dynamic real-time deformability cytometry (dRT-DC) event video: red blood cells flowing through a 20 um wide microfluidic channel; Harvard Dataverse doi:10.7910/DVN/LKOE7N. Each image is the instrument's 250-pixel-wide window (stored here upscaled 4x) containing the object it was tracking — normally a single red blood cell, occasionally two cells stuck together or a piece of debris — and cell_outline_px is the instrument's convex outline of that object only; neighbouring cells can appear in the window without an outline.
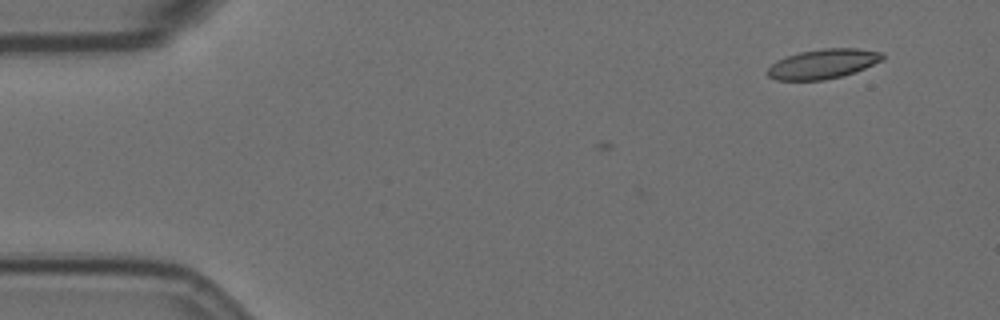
{"species": "Egyptian fruit bat (a non-hibernating species)", "species_latin": "Rousettus aegyptiacus", "temperature_condition": "room temperature", "stored_images_in_passage": 2, "camera_frame_rate_fps": 3000, "um_per_image_px": 0.085, "animal": {"sex": "female"}, "frame": {"image": 1, "passage_image": 2, "time_ms": 0.333, "image_size_px": [1000, 320], "cell_outline_px": [[884, 56], [880, 60], [864, 68], [840, 76], [824, 80], [776, 80], [768, 76], [768, 68], [776, 60], [800, 52], [824, 48], [856, 48], [884, 52]], "centroid_in_image_um": [69.93, 5.42], "position_along_channel_um": 15.1, "area_um2": 19.54}}